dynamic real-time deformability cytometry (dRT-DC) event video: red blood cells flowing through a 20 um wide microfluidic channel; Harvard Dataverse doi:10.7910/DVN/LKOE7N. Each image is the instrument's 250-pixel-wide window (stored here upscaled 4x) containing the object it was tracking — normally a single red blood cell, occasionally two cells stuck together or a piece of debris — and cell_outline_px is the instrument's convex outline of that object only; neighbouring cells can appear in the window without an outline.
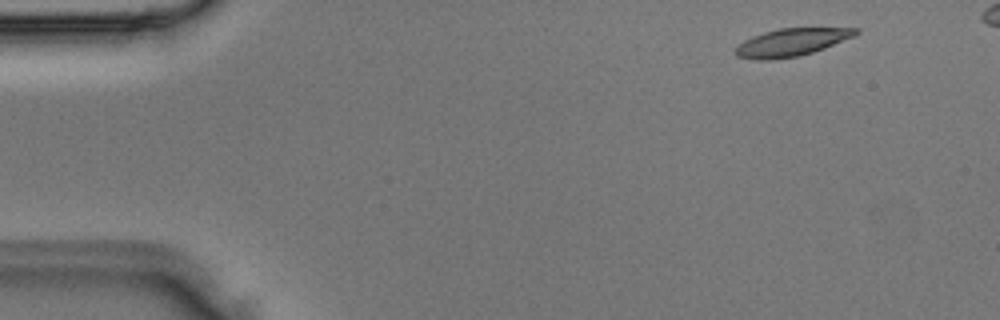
{"species": "Egyptian fruit bat (a non-hibernating species)", "species_latin": "Rousettus aegyptiacus", "temperature_condition": "room temperature", "stored_images_in_passage": 2, "segment_of_instrument_passage": [2, 2], "camera_frame_rate_fps": 3000, "um_per_image_px": 0.085, "animal": {"sex": "male"}, "frame": {"image": 1, "passage_image": 2, "time_ms": 0.333, "image_size_px": [1000, 320], "cell_outline_px": [[860, 32], [856, 36], [824, 48], [800, 56], [772, 60], [760, 60], [736, 56], [732, 52], [744, 40], [752, 36], [764, 32], [780, 28], [860, 28]], "centroid_in_image_um": [67.29, 3.6], "position_along_channel_um": 17.7, "area_um2": 19.48}}